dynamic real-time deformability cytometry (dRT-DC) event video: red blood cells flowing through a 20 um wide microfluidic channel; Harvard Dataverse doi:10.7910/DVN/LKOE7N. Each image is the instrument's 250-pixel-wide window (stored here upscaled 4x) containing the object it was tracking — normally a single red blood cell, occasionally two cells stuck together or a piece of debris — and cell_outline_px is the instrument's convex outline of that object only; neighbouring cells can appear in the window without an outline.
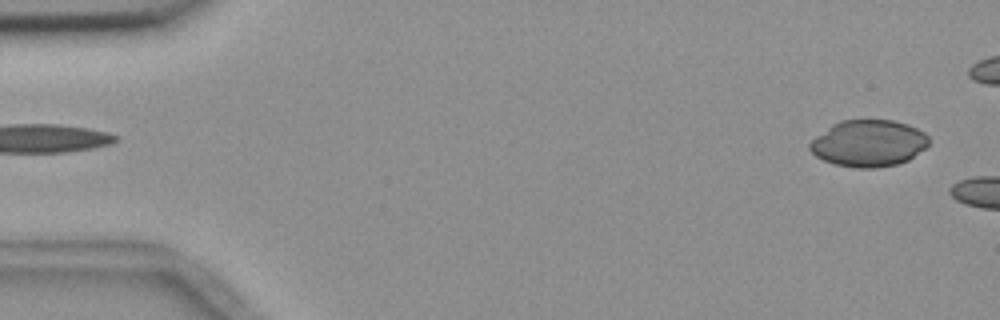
{"species": "common noctule bat (a hibernating species)", "species_latin": "Nyctalus noctula", "temperature_condition": "room temperature", "stored_images_in_passage": 2, "segment_of_instrument_passage": [2, 2], "camera_frame_rate_fps": 3000, "um_per_image_px": 0.085, "animal": {"sex": "female", "body_mass_g": 18.4}, "frame": {"image": 1, "passage_image": 2, "time_ms": 1.333, "image_size_px": [1000, 320], "cell_outline_px": [[928, 144], [924, 148], [908, 160], [896, 164], [876, 168], [856, 168], [836, 164], [824, 160], [816, 156], [808, 148], [808, 144], [816, 136], [832, 124], [840, 120], [892, 120], [908, 124], [924, 132], [928, 136]], "centroid_in_image_um": [73.81, 12.17], "position_along_channel_um": 11.2, "area_um2": 32.25}}